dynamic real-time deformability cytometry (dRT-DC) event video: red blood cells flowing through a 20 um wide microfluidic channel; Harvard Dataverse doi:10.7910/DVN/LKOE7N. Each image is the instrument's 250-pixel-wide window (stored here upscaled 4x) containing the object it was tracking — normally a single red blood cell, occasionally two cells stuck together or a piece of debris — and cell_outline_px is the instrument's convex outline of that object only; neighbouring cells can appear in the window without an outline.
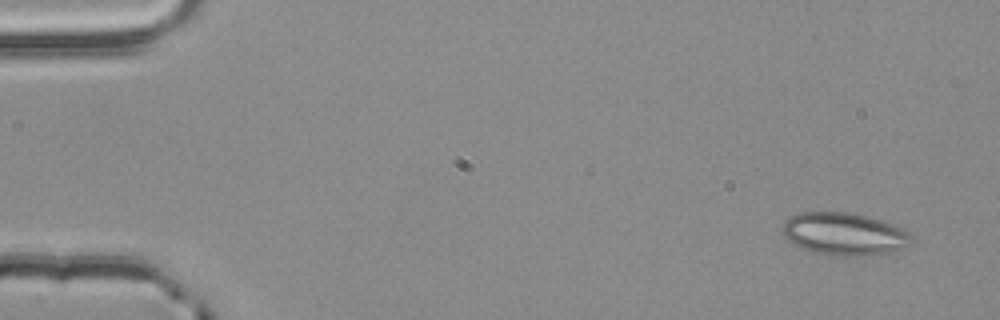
{"species": "common noctule bat (a hibernating species)", "species_latin": "Nyctalus noctula", "temperature_condition": "room temperature", "stored_images_in_passage": 4, "camera_frame_rate_fps": 3000, "um_per_image_px": 0.085, "animal": {"sex": "male", "body_mass_g": 20.4}, "frame": {"image": 1, "passage_image": 1, "time_ms": 0.0, "image_size_px": [1000, 320], "cell_outline_px": [[908, 240], [900, 248], [892, 252], [856, 256], [828, 256], [792, 244], [784, 236], [784, 220], [788, 216], [800, 212], [844, 212], [864, 216], [880, 220], [892, 224], [908, 232]], "centroid_in_image_um": [71.65, 19.88], "position_along_channel_um": 13.3, "area_um2": 31.33}}